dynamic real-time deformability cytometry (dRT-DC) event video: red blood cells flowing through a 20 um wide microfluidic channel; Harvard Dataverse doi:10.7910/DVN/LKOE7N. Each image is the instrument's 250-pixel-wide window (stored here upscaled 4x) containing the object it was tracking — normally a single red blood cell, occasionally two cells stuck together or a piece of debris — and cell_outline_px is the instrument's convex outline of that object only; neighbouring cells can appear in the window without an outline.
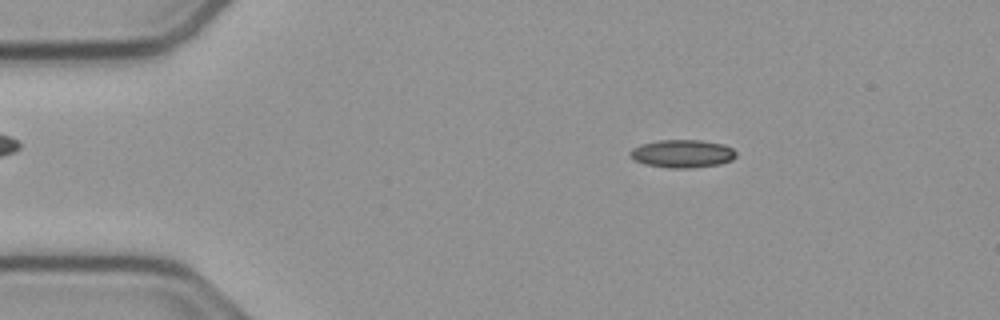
{"species": "common noctule bat (a hibernating species)", "species_latin": "Nyctalus noctula", "temperature_condition": "cold", "stored_images_in_passage": 54, "camera_frame_rate_fps": 3000, "um_per_image_px": 0.085, "animal": {"sex": "male", "body_mass_g": 23.1, "forearm_length_mm": 52.7}, "frame": {"image": 1, "passage_image": 9, "time_ms": 2.667, "image_size_px": [1000, 320], "cell_outline_px": [[736, 156], [732, 160], [720, 164], [692, 168], [668, 168], [644, 164], [628, 156], [628, 152], [632, 148], [640, 144], [660, 140], [700, 140], [724, 144], [732, 148], [736, 152]], "centroid_in_image_um": [57.98, 13.06], "position_along_channel_um": 27.0, "area_um2": 17.46}}
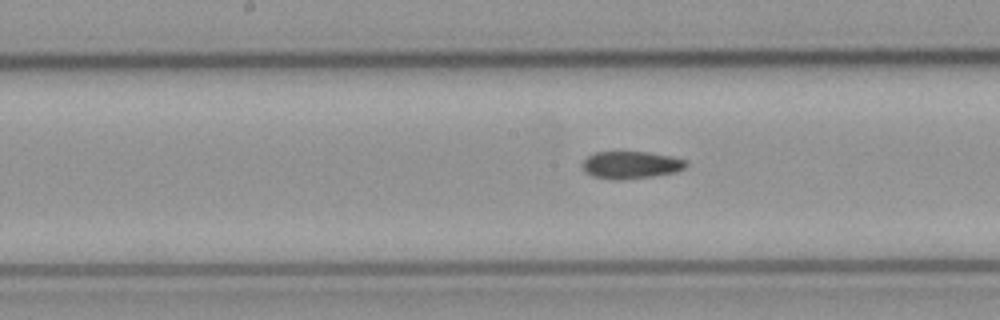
{"frame": {"image": 2, "passage_image": 27, "time_ms": 8.667, "image_size_px": [1000, 320], "cell_outline_px": [[688, 164], [684, 168], [676, 172], [652, 176], [616, 180], [592, 176], [584, 172], [584, 160], [592, 152], [648, 152], [672, 156], [688, 160]], "centroid_in_image_um": [53.66, 14.01], "position_along_channel_um": 194.5, "area_um2": 16.53}}
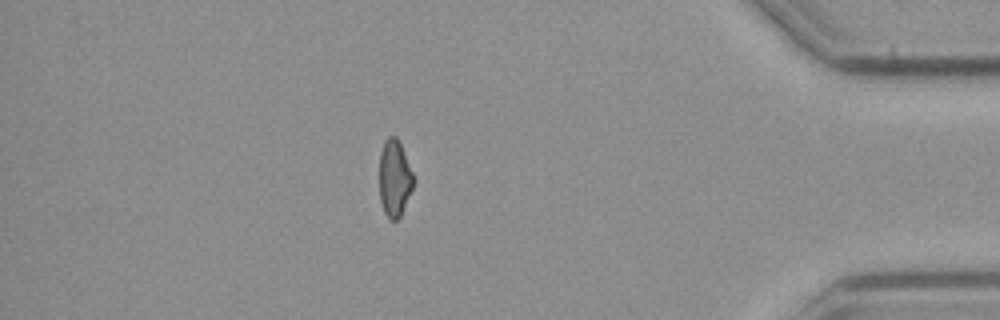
{"frame": {"image": 3, "passage_image": 47, "time_ms": 15.333, "image_size_px": [1000, 320], "cell_outline_px": [[416, 180], [400, 216], [396, 220], [388, 220], [384, 212], [380, 200], [380, 152], [384, 140], [388, 136], [396, 136], [400, 140]], "centroid_in_image_um": [33.55, 15.12], "position_along_channel_um": 401.7, "area_um2": 15.55}, "authors_computed_cell_mechanics": {"area_um2": 16.6753, "velocity_mm_per_s": 3.7748, "shape_relaxation_time_tau1_ms": null, "shape_relaxation_time_tau2_ms": 6.1331, "deformation_change_tau1": null, "deformation_change_tau2": 0.1176}}